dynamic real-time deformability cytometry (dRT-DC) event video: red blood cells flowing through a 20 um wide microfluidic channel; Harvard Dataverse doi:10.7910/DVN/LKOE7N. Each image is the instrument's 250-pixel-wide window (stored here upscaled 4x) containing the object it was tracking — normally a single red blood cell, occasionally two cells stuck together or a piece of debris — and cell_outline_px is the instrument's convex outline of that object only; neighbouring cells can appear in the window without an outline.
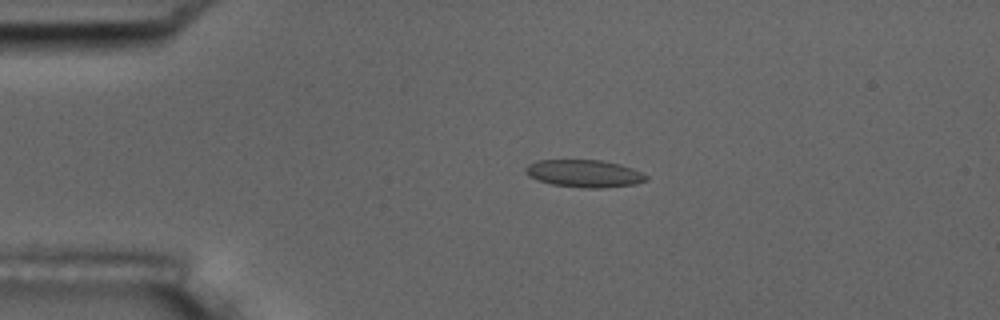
{"species": "common noctule bat (a hibernating species)", "species_latin": "Nyctalus noctula", "temperature_condition": "room temperature", "stored_images_in_passage": 4, "camera_frame_rate_fps": 3000, "um_per_image_px": 0.085, "animal": {"sex": "male", "body_mass_g": 17.5, "forearm_length_mm": 52.3}, "frame": {"image": 1, "passage_image": 3, "time_ms": 2.333, "image_size_px": [1000, 320], "cell_outline_px": [[648, 180], [636, 184], [604, 188], [588, 188], [552, 184], [528, 176], [524, 172], [524, 168], [528, 164], [536, 160], [600, 160], [620, 164], [632, 168], [648, 176]], "centroid_in_image_um": [49.66, 14.74], "position_along_channel_um": 35.3, "area_um2": 19.31}}